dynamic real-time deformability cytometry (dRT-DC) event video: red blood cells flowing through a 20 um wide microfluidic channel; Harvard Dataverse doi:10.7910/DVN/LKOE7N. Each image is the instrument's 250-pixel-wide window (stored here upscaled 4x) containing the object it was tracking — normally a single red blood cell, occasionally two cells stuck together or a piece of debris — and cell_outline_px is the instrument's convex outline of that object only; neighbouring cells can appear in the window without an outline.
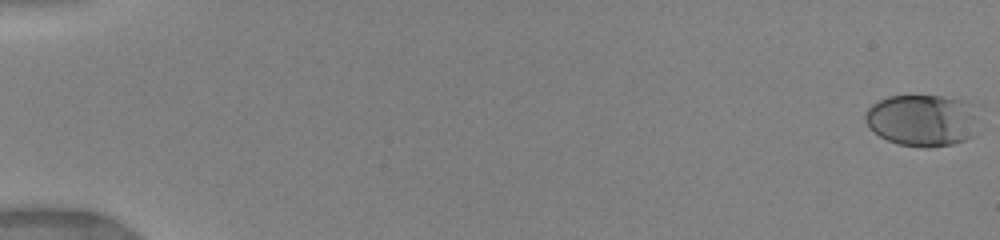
{"species": "human", "species_latin": "Homo sapiens", "temperature_condition": "warm", "stored_images_in_passage": 8, "camera_frame_rate_fps": 3000, "um_per_image_px": 0.085, "donor": {"sex": "female"}, "frame": {"image": 1, "passage_image": 1, "time_ms": 0.0, "image_size_px": [1000, 240], "cell_outline_px": [[976, 108], [972, 136], [964, 140], [952, 144], [896, 144], [880, 136], [868, 128], [864, 116], [864, 112], [872, 104], [888, 96], [940, 96], [964, 100], [972, 104]], "centroid_in_image_um": [78.33, 10.17], "position_along_channel_um": 6.7, "area_um2": 33.41}}
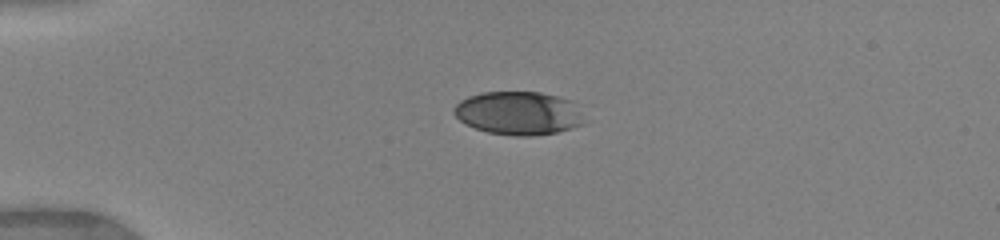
{"frame": {"image": 2, "passage_image": 6, "time_ms": 4.333, "image_size_px": [1000, 240], "cell_outline_px": [[580, 124], [572, 128], [556, 132], [532, 136], [516, 136], [488, 132], [464, 124], [452, 112], [452, 108], [460, 100], [468, 96], [480, 92], [540, 92], [572, 100]], "centroid_in_image_um": [43.95, 9.61], "position_along_channel_um": 41.1, "area_um2": 32.43}}